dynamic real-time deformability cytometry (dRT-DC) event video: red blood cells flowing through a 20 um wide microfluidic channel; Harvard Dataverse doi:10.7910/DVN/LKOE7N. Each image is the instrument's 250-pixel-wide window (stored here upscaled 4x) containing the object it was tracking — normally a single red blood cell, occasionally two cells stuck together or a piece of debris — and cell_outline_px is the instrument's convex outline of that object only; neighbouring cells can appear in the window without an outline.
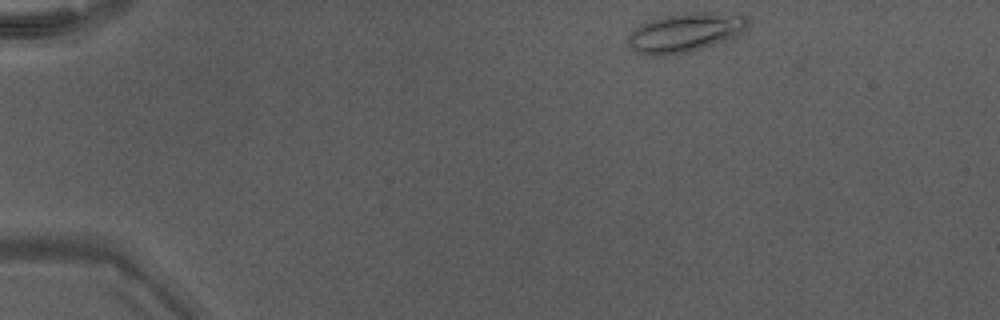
{"species": "Egyptian fruit bat (a non-hibernating species)", "species_latin": "Rousettus aegyptiacus", "temperature_condition": "warm", "stored_images_in_passage": 41, "camera_frame_rate_fps": 3000, "um_per_image_px": 0.085, "animal": {"sex": "male"}, "frame": {"image": 1, "passage_image": 1, "time_ms": 0.0, "image_size_px": [1000, 320], "cell_outline_px": [[752, 20], [748, 28], [740, 36], [732, 40], [688, 52], [664, 56], [644, 56], [636, 52], [628, 44], [628, 36], [640, 24], [664, 16], [688, 12], [708, 12], [744, 16]], "centroid_in_image_um": [58.31, 2.79], "position_along_channel_um": 26.7, "area_um2": 27.8}}
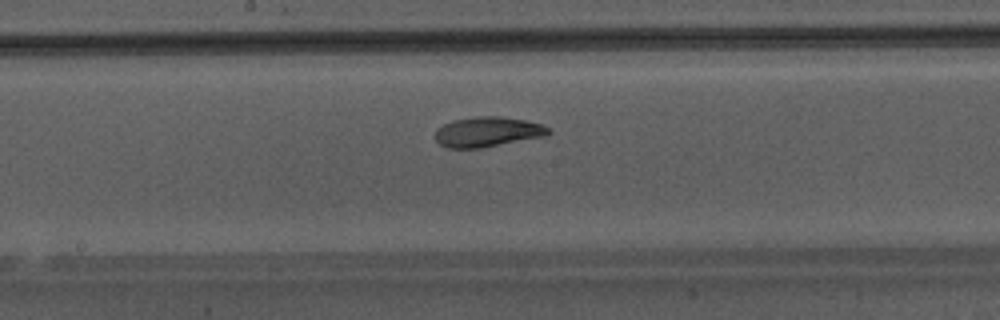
{"frame": {"image": 2, "passage_image": 20, "time_ms": 6.333, "image_size_px": [1000, 320], "cell_outline_px": [[552, 132], [548, 136], [480, 148], [448, 148], [440, 144], [432, 136], [436, 128], [452, 120], [472, 116], [496, 116], [524, 120], [540, 124], [552, 128]], "centroid_in_image_um": [41.43, 11.21], "position_along_channel_um": 206.8, "area_um2": 20.17}}
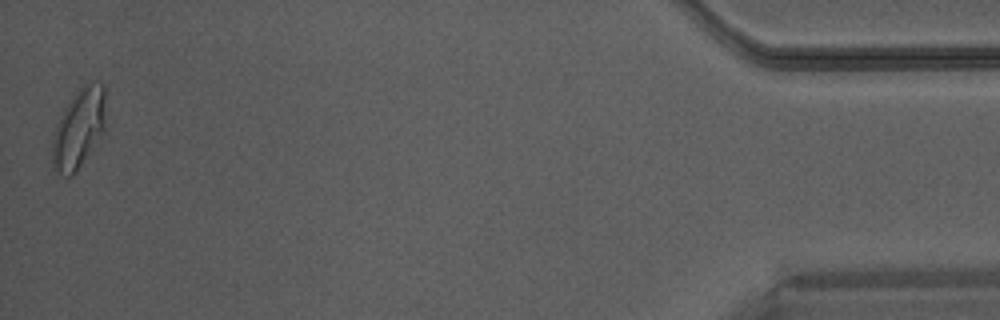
{"frame": {"image": 3, "passage_image": 41, "time_ms": 13.333, "image_size_px": [1000, 320], "cell_outline_px": [[104, 128], [76, 172], [72, 176], [64, 176], [52, 168], [48, 152], [60, 116], [64, 108], [76, 92], [84, 84], [92, 80], [104, 84]], "centroid_in_image_um": [6.63, 10.94], "position_along_channel_um": 428.6, "area_um2": 24.62}}